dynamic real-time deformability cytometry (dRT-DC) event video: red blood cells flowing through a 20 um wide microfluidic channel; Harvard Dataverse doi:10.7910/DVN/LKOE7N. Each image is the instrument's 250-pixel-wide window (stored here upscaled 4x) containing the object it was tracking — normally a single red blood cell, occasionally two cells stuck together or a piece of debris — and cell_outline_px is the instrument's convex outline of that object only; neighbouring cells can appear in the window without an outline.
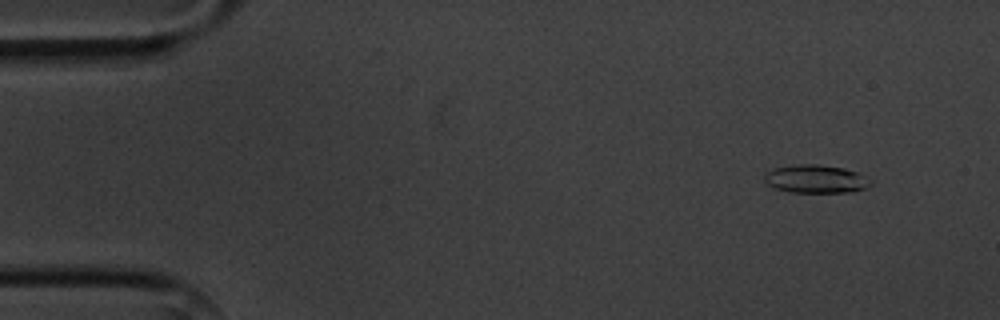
{"species": "common noctule bat (a hibernating species)", "species_latin": "Nyctalus noctula", "temperature_condition": "cold", "stored_images_in_passage": 5, "camera_frame_rate_fps": 3000, "um_per_image_px": 0.085, "animal": {"sex": "male", "body_mass_g": 20.1, "forearm_length_mm": 53.5}, "frame": {"image": 1, "passage_image": 2, "time_ms": 1.333, "image_size_px": [1000, 320], "cell_outline_px": [[872, 184], [864, 188], [852, 192], [788, 192], [776, 188], [768, 184], [764, 180], [764, 176], [772, 168], [796, 164], [816, 164], [844, 168], [856, 172], [872, 180]], "centroid_in_image_um": [69.34, 15.21], "position_along_channel_um": 15.7, "area_um2": 17.4}}